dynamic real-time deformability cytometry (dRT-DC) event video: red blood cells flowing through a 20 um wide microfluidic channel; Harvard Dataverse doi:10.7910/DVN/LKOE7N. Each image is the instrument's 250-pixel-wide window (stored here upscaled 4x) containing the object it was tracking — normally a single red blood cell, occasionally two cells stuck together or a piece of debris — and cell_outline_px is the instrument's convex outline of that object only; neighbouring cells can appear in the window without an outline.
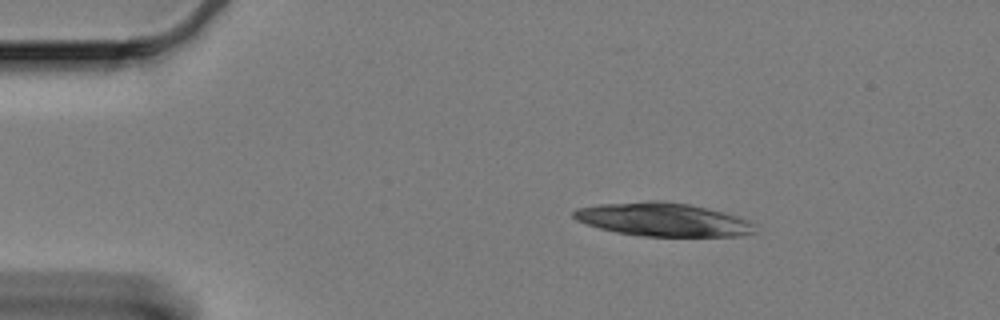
{"species": "Egyptian fruit bat (a non-hibernating species)", "species_latin": "Rousettus aegyptiacus", "temperature_condition": "cold", "stored_images_in_passage": 18, "camera_frame_rate_fps": 3000, "um_per_image_px": 0.085, "animal": {"sex": "female"}, "frame": {"image": 1, "passage_image": 1, "time_ms": 0.0, "image_size_px": [1000, 320], "cell_outline_px": [[756, 232], [740, 236], [640, 236], [616, 232], [600, 228], [576, 220], [572, 216], [572, 212], [576, 208], [600, 204], [652, 200], [664, 200], [688, 204], [724, 212], [748, 220], [756, 224]], "centroid_in_image_um": [56.37, 18.66], "position_along_channel_um": 28.6, "area_um2": 35.43}}